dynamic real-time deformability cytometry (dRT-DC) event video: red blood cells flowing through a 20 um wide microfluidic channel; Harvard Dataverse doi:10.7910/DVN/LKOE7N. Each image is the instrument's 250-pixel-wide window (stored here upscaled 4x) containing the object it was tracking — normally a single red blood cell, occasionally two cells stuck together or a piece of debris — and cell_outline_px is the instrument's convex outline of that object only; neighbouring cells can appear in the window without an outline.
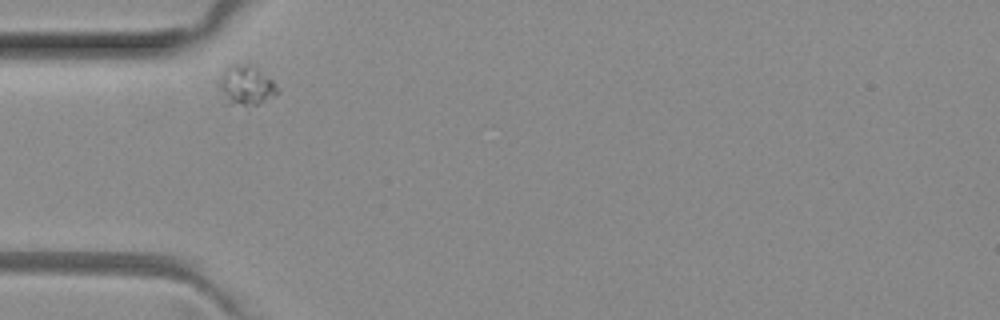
{"species": "common noctule bat (a hibernating species)", "species_latin": "Nyctalus noctula", "temperature_condition": "room temperature", "stored_images_in_passage": 2, "camera_frame_rate_fps": 3000, "um_per_image_px": 0.085, "animal": {"sex": "female", "body_mass_g": 29.2, "forearm_length_mm": 56.3}, "frame": {"image": 1, "passage_image": 1, "time_ms": 0.0, "image_size_px": [1000, 320], "cell_outline_px": [[280, 92], [276, 96], [256, 104], [228, 104], [220, 88], [220, 76], [224, 68], [232, 64], [248, 64], [256, 68], [272, 80], [280, 88]], "centroid_in_image_um": [20.95, 7.24], "position_along_channel_um": 64.0, "area_um2": 13.24}}